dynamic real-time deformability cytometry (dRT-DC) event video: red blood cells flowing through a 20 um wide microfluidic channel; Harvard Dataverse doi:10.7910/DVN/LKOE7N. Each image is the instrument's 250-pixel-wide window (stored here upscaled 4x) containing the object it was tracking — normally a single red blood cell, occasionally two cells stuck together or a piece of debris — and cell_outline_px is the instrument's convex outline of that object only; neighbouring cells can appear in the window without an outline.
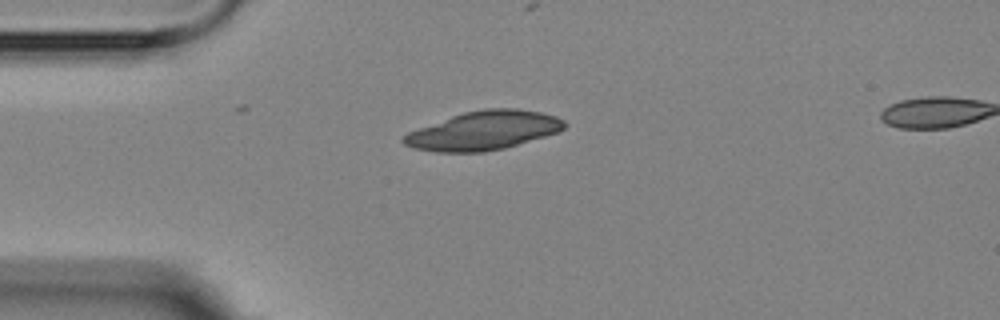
{"species": "Egyptian fruit bat (a non-hibernating species)", "species_latin": "Rousettus aegyptiacus", "temperature_condition": "room temperature", "stored_images_in_passage": 2, "camera_frame_rate_fps": 3000, "um_per_image_px": 0.085, "animal": {"sex": "female"}, "frame": {"image": 1, "passage_image": 1, "time_ms": 0.0, "image_size_px": [1000, 320], "cell_outline_px": [[568, 124], [560, 132], [504, 148], [484, 152], [436, 152], [412, 148], [404, 144], [400, 140], [408, 132], [452, 116], [464, 112], [484, 108], [520, 108], [540, 112], [556, 116], [564, 120]], "centroid_in_image_um": [41.14, 11.1], "position_along_channel_um": 43.9, "area_um2": 36.41}}